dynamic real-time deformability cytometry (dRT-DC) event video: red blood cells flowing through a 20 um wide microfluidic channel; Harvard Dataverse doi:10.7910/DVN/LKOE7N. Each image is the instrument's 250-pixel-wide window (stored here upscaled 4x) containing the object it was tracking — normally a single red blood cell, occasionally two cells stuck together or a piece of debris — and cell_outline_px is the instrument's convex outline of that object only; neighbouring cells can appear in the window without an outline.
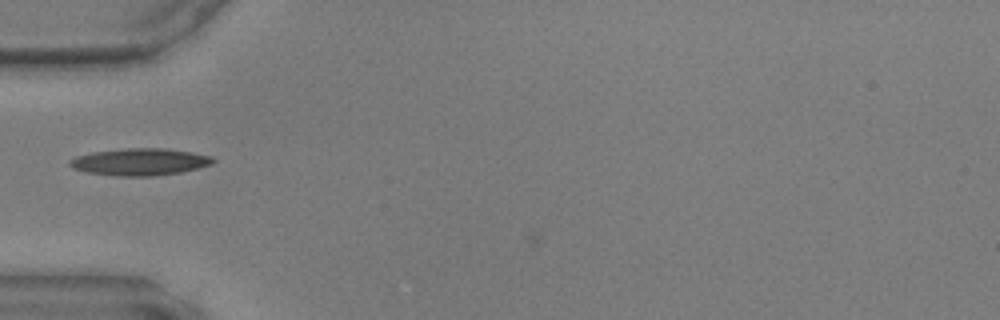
{"species": "common noctule bat (a hibernating species)", "species_latin": "Nyctalus noctula", "temperature_condition": "warm", "stored_images_in_passage": 34, "camera_frame_rate_fps": 3000, "um_per_image_px": 0.085, "animal": {"sex": "male", "body_mass_g": 17.9, "forearm_length_mm": 54.2}, "frame": {"image": 1, "passage_image": 2, "time_ms": 0.333, "image_size_px": [1000, 320], "cell_outline_px": [[216, 160], [212, 164], [180, 172], [152, 176], [116, 176], [84, 172], [72, 168], [68, 164], [68, 160], [76, 156], [92, 152], [128, 148], [164, 148], [212, 156]], "centroid_in_image_um": [11.83, 13.76], "position_along_channel_um": 73.2, "area_um2": 22.54}}
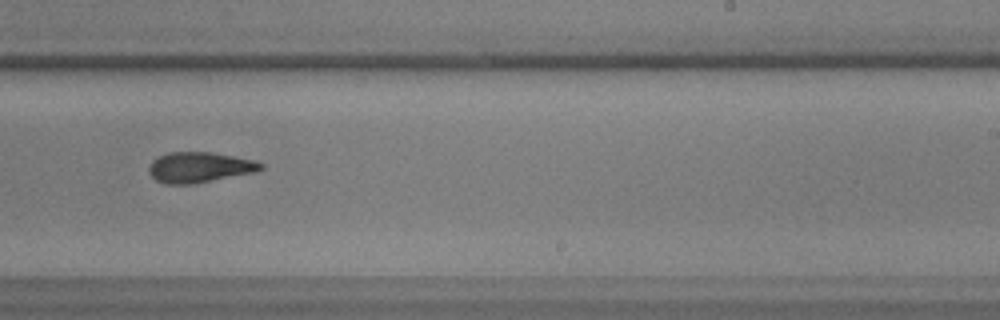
{"frame": {"image": 2, "passage_image": 16, "time_ms": 5.0, "image_size_px": [1000, 320], "cell_outline_px": [[264, 168], [256, 172], [192, 184], [164, 184], [156, 180], [148, 172], [148, 168], [152, 160], [156, 156], [168, 152], [212, 152], [252, 160], [264, 164]], "centroid_in_image_um": [16.92, 14.22], "position_along_channel_um": 272.1, "area_um2": 19.94}}
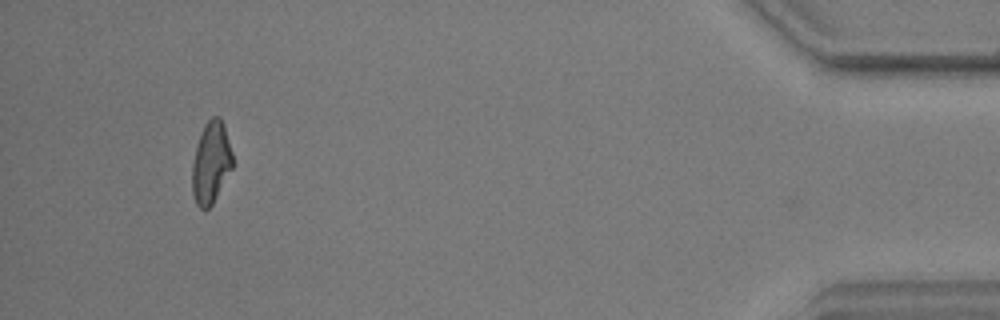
{"frame": {"image": 3, "passage_image": 31, "time_ms": 10.0, "image_size_px": [1000, 320], "cell_outline_px": [[236, 164], [212, 204], [208, 208], [200, 208], [196, 204], [192, 192], [192, 164], [196, 148], [204, 124], [212, 116], [220, 116], [224, 124]], "centroid_in_image_um": [17.97, 13.81], "position_along_channel_um": 417.2, "area_um2": 19.59}}